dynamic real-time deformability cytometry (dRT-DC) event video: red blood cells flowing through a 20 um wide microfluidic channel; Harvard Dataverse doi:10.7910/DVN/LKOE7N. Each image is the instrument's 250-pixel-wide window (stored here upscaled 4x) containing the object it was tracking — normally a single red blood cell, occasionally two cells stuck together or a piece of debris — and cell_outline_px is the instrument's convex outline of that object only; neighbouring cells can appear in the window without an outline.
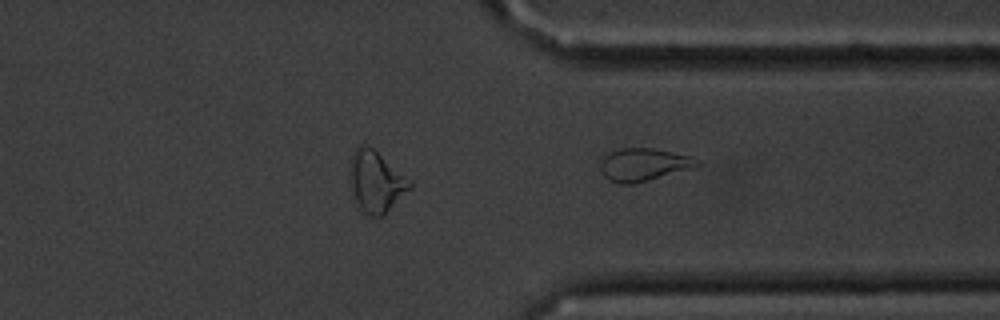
{"species": "common noctule bat (a hibernating species)", "species_latin": "Nyctalus noctula", "temperature_condition": "cold", "stored_images_in_passage": 16, "camera_frame_rate_fps": 3000, "um_per_image_px": 0.085, "animal": {"sex": "male", "body_mass_g": 20.1, "forearm_length_mm": 53.5}, "frame": {"image": 1, "passage_image": 12, "time_ms": 13.333, "image_size_px": [1000, 320], "cell_outline_px": [[700, 164], [696, 168], [632, 184], [620, 184], [608, 180], [604, 176], [600, 168], [600, 164], [604, 156], [620, 148], [652, 148], [672, 152], [688, 156], [700, 160]], "centroid_in_image_um": [54.72, 14.0], "position_along_channel_um": 356.7, "area_um2": 18.44}, "authors_computed_cell_mechanics": {"area_um2": 18.496, "velocity_mm_per_s": 3.4054, "shape_relaxation_time_tau1_ms": null, "shape_relaxation_time_tau2_ms": 1.5726, "deformation_change_tau1": null, "deformation_change_tau2": 0.0691}}